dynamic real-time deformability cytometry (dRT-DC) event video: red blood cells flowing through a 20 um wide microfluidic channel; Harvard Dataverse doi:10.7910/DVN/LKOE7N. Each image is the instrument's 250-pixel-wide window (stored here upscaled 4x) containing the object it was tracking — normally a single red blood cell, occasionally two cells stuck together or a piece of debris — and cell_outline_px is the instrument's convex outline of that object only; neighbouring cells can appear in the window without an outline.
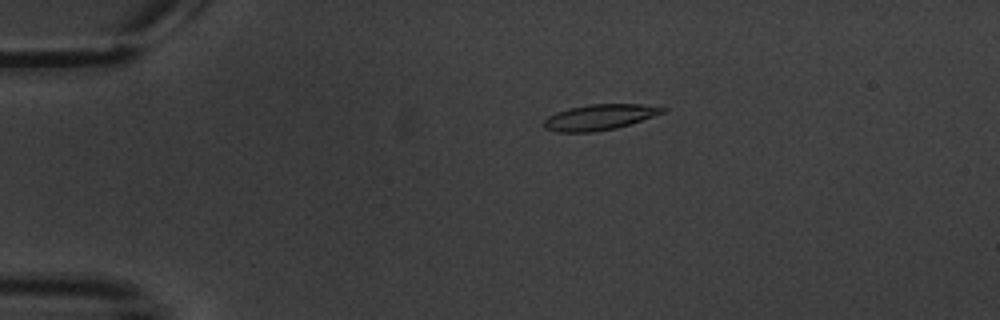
{"species": "common noctule bat (a hibernating species)", "species_latin": "Nyctalus noctula", "temperature_condition": "warm", "stored_images_in_passage": 7, "camera_frame_rate_fps": 3000, "um_per_image_px": 0.085, "animal": {"sex": "male", "body_mass_g": 20.1, "forearm_length_mm": 53.5}, "frame": {"image": 1, "passage_image": 4, "time_ms": 3.667, "image_size_px": [1000, 320], "cell_outline_px": [[668, 108], [664, 112], [616, 128], [592, 132], [556, 132], [544, 128], [544, 120], [548, 116], [556, 112], [568, 108], [588, 104], [640, 104]], "centroid_in_image_um": [50.9, 9.95], "position_along_channel_um": 34.1, "area_um2": 17.57}}
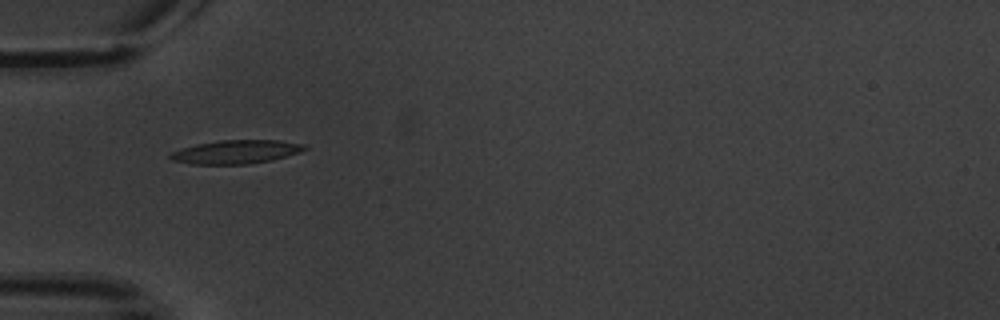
{"frame": {"image": 2, "passage_image": 6, "time_ms": 6.0, "image_size_px": [1000, 320], "cell_outline_px": [[308, 148], [300, 152], [272, 160], [248, 164], [192, 164], [172, 160], [168, 156], [172, 152], [180, 148], [196, 144], [220, 140], [280, 140], [304, 144]], "centroid_in_image_um": [20.06, 12.9], "position_along_channel_um": 64.9, "area_um2": 18.5}}
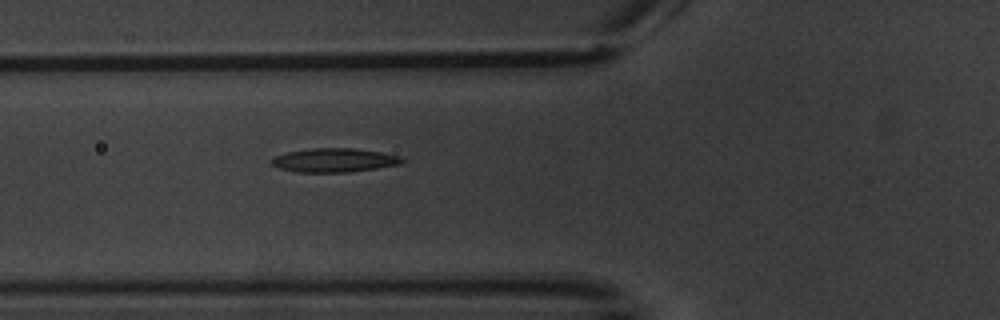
{"frame": {"image": 3, "passage_image": 7, "time_ms": 7.0, "image_size_px": [1000, 320], "cell_outline_px": [[404, 160], [400, 164], [376, 168], [348, 172], [296, 172], [280, 168], [272, 164], [272, 156], [288, 152], [312, 148], [356, 148], [380, 152], [400, 156]], "centroid_in_image_um": [28.4, 13.61], "position_along_channel_um": 97.4, "area_um2": 18.03}}